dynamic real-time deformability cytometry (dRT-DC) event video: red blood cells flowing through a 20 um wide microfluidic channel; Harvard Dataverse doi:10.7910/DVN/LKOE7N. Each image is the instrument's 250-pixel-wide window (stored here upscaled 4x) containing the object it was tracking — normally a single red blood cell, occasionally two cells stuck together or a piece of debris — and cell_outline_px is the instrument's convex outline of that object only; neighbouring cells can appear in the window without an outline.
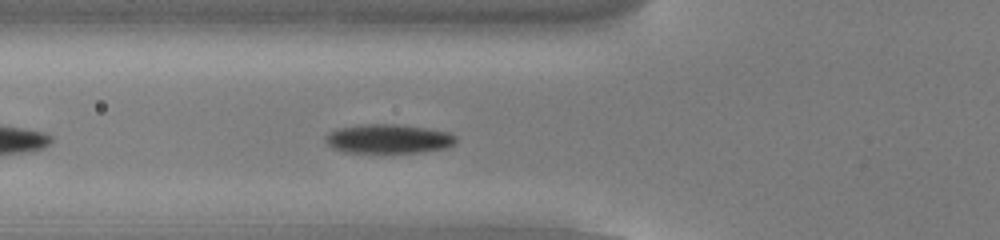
{"species": "common noctule bat (a hibernating species)", "species_latin": "Nyctalus noctula", "temperature_condition": "cold", "stored_images_in_passage": 22, "camera_frame_rate_fps": 3000, "um_per_image_px": 0.085, "animal": {"sex": "male", "body_mass_g": 13.0, "forearm_length_mm": 53.1}, "frame": {"image": 1, "passage_image": 6, "time_ms": 1.667, "image_size_px": [1000, 240], "cell_outline_px": [[456, 140], [448, 148], [420, 152], [344, 152], [332, 148], [324, 140], [324, 136], [328, 132], [336, 128], [360, 124], [396, 124], [428, 128], [448, 132], [456, 136]], "centroid_in_image_um": [32.97, 11.79], "position_along_channel_um": 92.8, "area_um2": 22.31}}
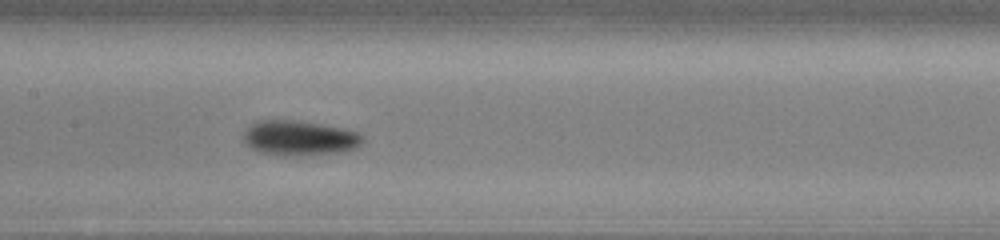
{"frame": {"image": 2, "passage_image": 13, "time_ms": 4.0, "image_size_px": [1000, 240], "cell_outline_px": [[364, 140], [356, 148], [344, 152], [300, 156], [280, 156], [260, 152], [252, 148], [244, 140], [244, 132], [256, 120], [292, 120], [320, 124], [344, 128], [356, 132], [364, 136]], "centroid_in_image_um": [25.48, 11.75], "position_along_channel_um": 181.9, "area_um2": 24.39}}
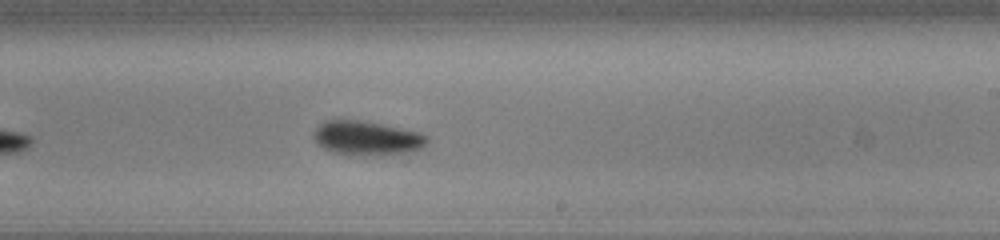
{"frame": {"image": 3, "passage_image": 19, "time_ms": 6.0, "image_size_px": [1000, 240], "cell_outline_px": [[428, 140], [404, 164], [348, 156], [332, 152], [324, 148], [312, 136], [316, 128], [324, 120], [356, 120], [380, 124], [420, 132], [428, 136]], "centroid_in_image_um": [31.39, 11.93], "position_along_channel_um": 257.6, "area_um2": 25.26}}